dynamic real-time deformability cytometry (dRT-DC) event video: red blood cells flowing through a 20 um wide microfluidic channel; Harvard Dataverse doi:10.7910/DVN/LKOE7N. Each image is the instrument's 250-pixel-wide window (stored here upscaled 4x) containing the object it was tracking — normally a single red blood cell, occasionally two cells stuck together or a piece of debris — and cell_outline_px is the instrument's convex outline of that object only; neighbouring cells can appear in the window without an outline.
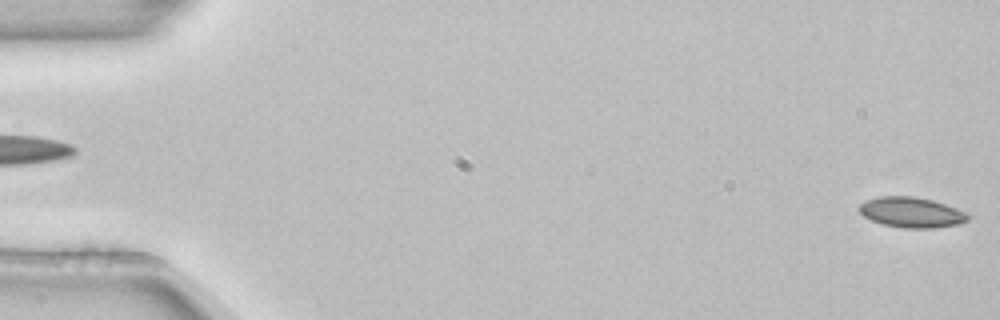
{"species": "common noctule bat (a hibernating species)", "species_latin": "Nyctalus noctula", "temperature_condition": "room temperature", "stored_images_in_passage": 4, "segment_of_instrument_passage": [2, 2], "camera_frame_rate_fps": 3000, "um_per_image_px": 0.085, "animal": {"sex": "female", "body_mass_g": 22.7, "forearm_length_mm": 54.2}, "frame": {"image": 1, "passage_image": 4, "time_ms": 1.0, "image_size_px": [1000, 320], "cell_outline_px": [[968, 220], [960, 224], [932, 228], [900, 228], [884, 224], [872, 220], [864, 216], [860, 212], [860, 204], [868, 200], [880, 196], [912, 196], [932, 200], [956, 208], [964, 212], [968, 216]], "centroid_in_image_um": [77.48, 18.06], "position_along_channel_um": 7.5, "area_um2": 18.96}}